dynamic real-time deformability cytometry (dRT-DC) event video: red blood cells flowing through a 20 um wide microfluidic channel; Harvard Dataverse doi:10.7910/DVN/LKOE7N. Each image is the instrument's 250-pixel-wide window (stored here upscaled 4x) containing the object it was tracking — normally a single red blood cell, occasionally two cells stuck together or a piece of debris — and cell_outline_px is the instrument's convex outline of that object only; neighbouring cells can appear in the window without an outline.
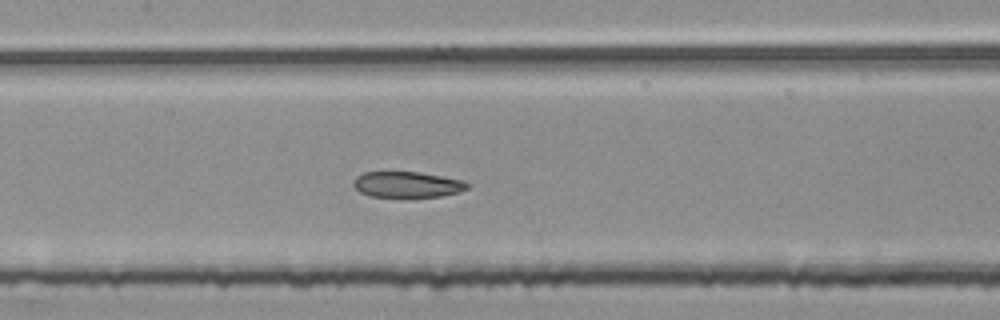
{"species": "common noctule bat (a hibernating species)", "species_latin": "Nyctalus noctula", "temperature_condition": "room temperature", "stored_images_in_passage": 52, "segment_of_instrument_passage": [2, 2], "camera_frame_rate_fps": 3000, "um_per_image_px": 0.085, "animal": {"sex": "female", "body_mass_g": 25.1}, "frame": {"image": 1, "passage_image": 26, "time_ms": 8.333, "image_size_px": [1000, 320], "cell_outline_px": [[472, 184], [468, 188], [460, 192], [440, 196], [368, 196], [360, 192], [352, 184], [356, 176], [364, 172], [416, 172], [464, 180]], "centroid_in_image_um": [34.63, 15.68], "position_along_channel_um": 172.8, "area_um2": 16.99}}
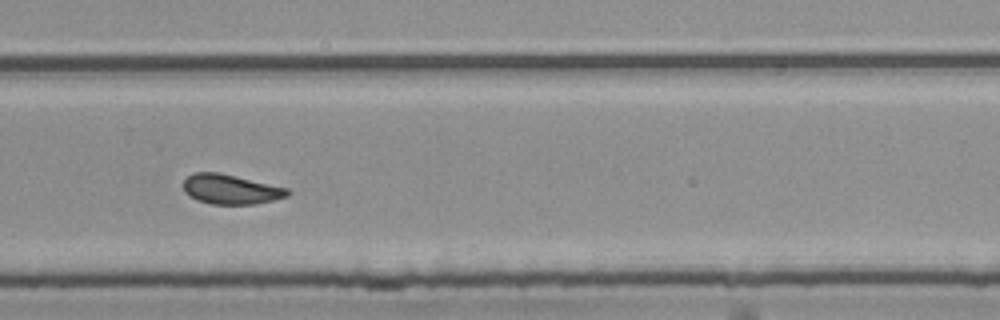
{"frame": {"image": 2, "passage_image": 37, "time_ms": 12.0, "image_size_px": [1000, 320], "cell_outline_px": [[292, 192], [288, 196], [256, 204], [212, 204], [196, 200], [188, 196], [184, 192], [184, 180], [188, 176], [196, 172], [216, 172], [288, 188]], "centroid_in_image_um": [19.6, 16.1], "position_along_channel_um": 310.2, "area_um2": 17.92}}
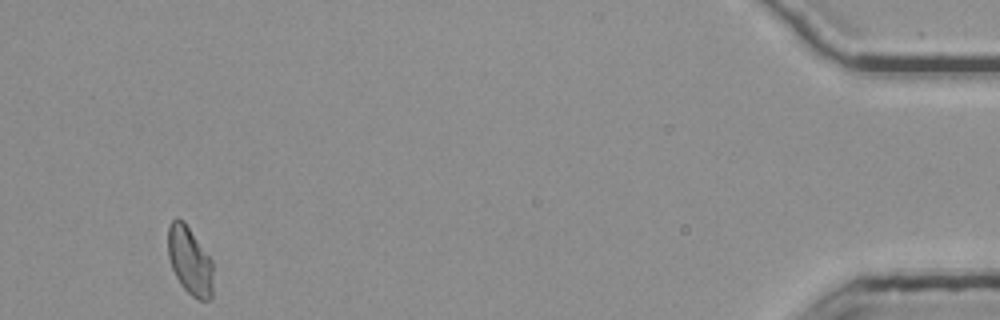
{"frame": {"image": 3, "passage_image": 52, "time_ms": 17.0, "image_size_px": [1000, 320], "cell_outline_px": [[212, 296], [208, 300], [200, 300], [192, 296], [180, 284], [172, 268], [168, 256], [168, 224], [176, 216], [184, 220], [212, 260]], "centroid_in_image_um": [16.12, 22.13], "position_along_channel_um": 419.1, "area_um2": 17.98}}